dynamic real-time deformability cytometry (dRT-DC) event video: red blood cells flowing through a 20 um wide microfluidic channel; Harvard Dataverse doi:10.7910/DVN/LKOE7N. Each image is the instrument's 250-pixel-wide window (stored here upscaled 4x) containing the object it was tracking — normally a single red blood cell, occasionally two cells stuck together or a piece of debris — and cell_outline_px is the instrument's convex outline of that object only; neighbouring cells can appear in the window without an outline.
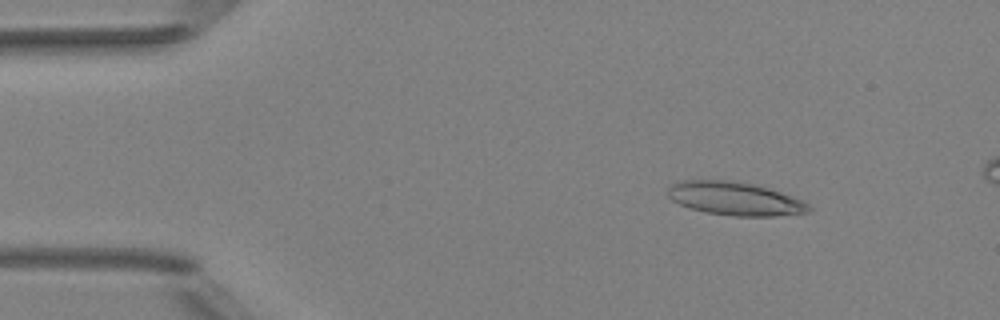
{"species": "Egyptian fruit bat (a non-hibernating species)", "species_latin": "Rousettus aegyptiacus", "temperature_condition": "room temperature", "stored_images_in_passage": 5, "camera_frame_rate_fps": 3000, "um_per_image_px": 0.085, "animal": {"sex": "female"}, "frame": {"image": 1, "passage_image": 3, "time_ms": 2.0, "image_size_px": [1000, 320], "cell_outline_px": [[812, 208], [808, 212], [776, 216], [736, 216], [708, 212], [688, 208], [672, 200], [668, 196], [668, 188], [676, 180], [732, 180], [752, 184], [768, 188], [792, 196], [808, 204]], "centroid_in_image_um": [62.43, 16.87], "position_along_channel_um": 22.6, "area_um2": 27.28}}